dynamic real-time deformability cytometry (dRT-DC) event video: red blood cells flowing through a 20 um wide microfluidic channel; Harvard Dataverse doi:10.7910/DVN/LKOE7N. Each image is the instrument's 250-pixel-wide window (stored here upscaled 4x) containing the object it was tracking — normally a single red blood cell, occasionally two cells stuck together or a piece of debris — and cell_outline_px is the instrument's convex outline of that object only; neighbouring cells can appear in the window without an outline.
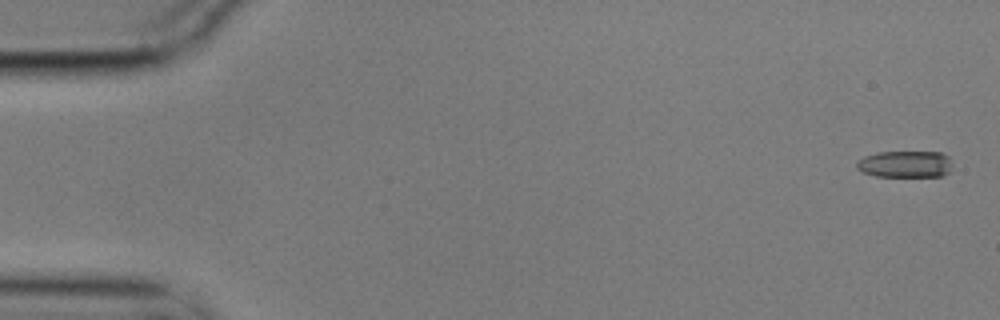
{"species": "common noctule bat (a hibernating species)", "species_latin": "Nyctalus noctula", "temperature_condition": "cold", "stored_images_in_passage": 4, "camera_frame_rate_fps": 3000, "um_per_image_px": 0.085, "animal": {"sex": "male", "body_mass_g": 17.9}, "frame": {"image": 1, "passage_image": 1, "time_ms": 0.0, "image_size_px": [1000, 320], "cell_outline_px": [[952, 164], [948, 172], [944, 176], [876, 176], [864, 172], [856, 168], [856, 160], [864, 156], [876, 152], [940, 152], [948, 156]], "centroid_in_image_um": [76.92, 13.94], "position_along_channel_um": 8.1, "area_um2": 14.97}}